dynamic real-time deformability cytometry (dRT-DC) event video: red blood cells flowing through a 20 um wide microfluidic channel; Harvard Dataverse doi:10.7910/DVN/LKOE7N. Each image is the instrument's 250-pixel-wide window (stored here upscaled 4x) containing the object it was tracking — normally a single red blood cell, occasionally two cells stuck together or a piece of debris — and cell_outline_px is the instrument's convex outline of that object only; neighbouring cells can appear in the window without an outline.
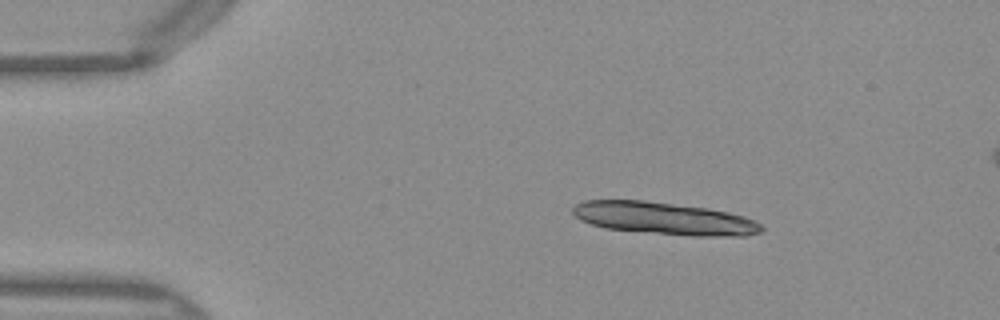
{"species": "Egyptian fruit bat (a non-hibernating species)", "species_latin": "Rousettus aegyptiacus", "temperature_condition": "warm", "stored_images_in_passage": 7, "camera_frame_rate_fps": 3000, "um_per_image_px": 0.085, "frame": {"image": 1, "passage_image": 1, "time_ms": 0.0, "image_size_px": [1000, 320], "cell_outline_px": [[764, 232], [748, 236], [692, 236], [604, 228], [580, 220], [572, 212], [572, 208], [576, 204], [584, 200], [644, 200], [704, 208], [728, 212], [744, 216], [760, 224], [764, 228]], "centroid_in_image_um": [56.47, 18.57], "position_along_channel_um": 28.5, "area_um2": 35.49}}